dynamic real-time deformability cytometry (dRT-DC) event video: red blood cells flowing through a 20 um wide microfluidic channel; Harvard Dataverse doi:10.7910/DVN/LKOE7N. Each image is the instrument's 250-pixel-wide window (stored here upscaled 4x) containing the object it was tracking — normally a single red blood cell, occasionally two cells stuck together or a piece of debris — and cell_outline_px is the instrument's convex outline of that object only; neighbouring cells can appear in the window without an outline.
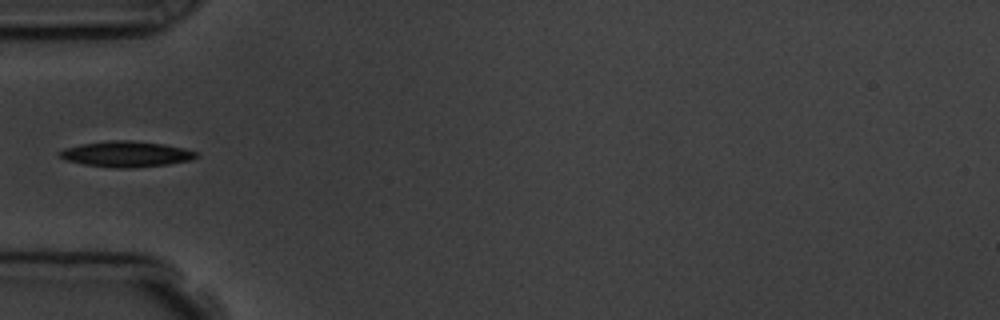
{"species": "common noctule bat (a hibernating species)", "species_latin": "Nyctalus noctula", "temperature_condition": "room temperature", "stored_images_in_passage": 6, "camera_frame_rate_fps": 3000, "um_per_image_px": 0.085, "animal": {"sex": "male", "body_mass_g": 19.5, "forearm_length_mm": 54.6}, "frame": {"image": 1, "passage_image": 5, "time_ms": 4.667, "image_size_px": [1000, 320], "cell_outline_px": [[200, 156], [192, 160], [168, 164], [132, 168], [116, 168], [84, 164], [64, 160], [56, 152], [64, 148], [80, 144], [112, 140], [132, 140], [164, 144], [184, 148], [200, 152]], "centroid_in_image_um": [10.76, 13.09], "position_along_channel_um": 74.2, "area_um2": 20.75}}